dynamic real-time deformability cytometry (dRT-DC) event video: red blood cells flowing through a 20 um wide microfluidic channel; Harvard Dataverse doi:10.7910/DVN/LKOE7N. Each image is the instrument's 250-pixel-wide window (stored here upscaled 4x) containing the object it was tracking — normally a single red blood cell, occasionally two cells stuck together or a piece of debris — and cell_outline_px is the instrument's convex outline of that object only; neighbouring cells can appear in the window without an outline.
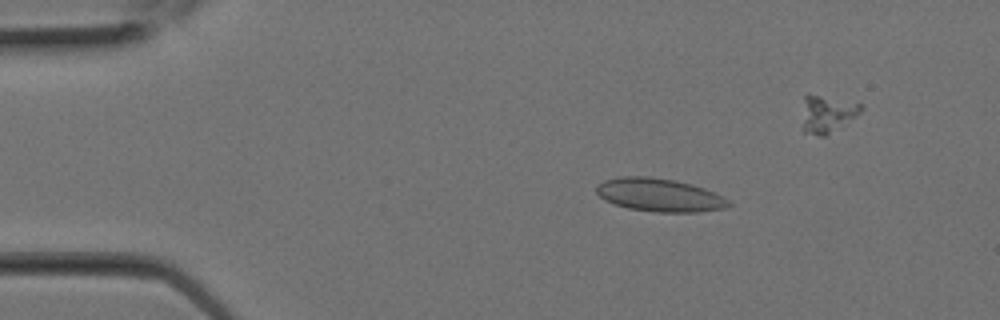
{"species": "Egyptian fruit bat (a non-hibernating species)", "species_latin": "Rousettus aegyptiacus", "temperature_condition": "room temperature", "stored_images_in_passage": 3, "segment_of_instrument_passage": [1, 2], "camera_frame_rate_fps": 3000, "um_per_image_px": 0.085, "animal": {"sex": "female"}, "frame": {"image": 1, "passage_image": 1, "time_ms": 0.0, "image_size_px": [1000, 320], "cell_outline_px": [[732, 204], [724, 208], [696, 212], [656, 212], [628, 208], [604, 200], [596, 192], [596, 188], [604, 180], [620, 176], [648, 176], [676, 180], [692, 184], [704, 188], [728, 200]], "centroid_in_image_um": [56.03, 16.57], "position_along_channel_um": 29.0, "area_um2": 25.37}}